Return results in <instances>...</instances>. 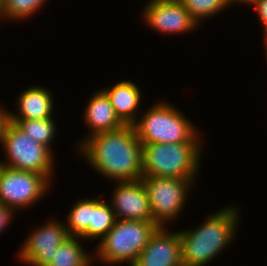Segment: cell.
Masks as SVG:
<instances>
[{
	"instance_id": "24",
	"label": "cell",
	"mask_w": 267,
	"mask_h": 266,
	"mask_svg": "<svg viewBox=\"0 0 267 266\" xmlns=\"http://www.w3.org/2000/svg\"><path fill=\"white\" fill-rule=\"evenodd\" d=\"M2 106V104L0 105V144H2V137H3V131L4 128L7 124V122L9 121V117H8V110L7 108H5Z\"/></svg>"
},
{
	"instance_id": "16",
	"label": "cell",
	"mask_w": 267,
	"mask_h": 266,
	"mask_svg": "<svg viewBox=\"0 0 267 266\" xmlns=\"http://www.w3.org/2000/svg\"><path fill=\"white\" fill-rule=\"evenodd\" d=\"M81 240L84 242L81 237L70 236L57 248L47 266H93V255L86 251Z\"/></svg>"
},
{
	"instance_id": "8",
	"label": "cell",
	"mask_w": 267,
	"mask_h": 266,
	"mask_svg": "<svg viewBox=\"0 0 267 266\" xmlns=\"http://www.w3.org/2000/svg\"><path fill=\"white\" fill-rule=\"evenodd\" d=\"M51 183L42 174L3 165L0 169V203L16 212L33 208L50 191Z\"/></svg>"
},
{
	"instance_id": "19",
	"label": "cell",
	"mask_w": 267,
	"mask_h": 266,
	"mask_svg": "<svg viewBox=\"0 0 267 266\" xmlns=\"http://www.w3.org/2000/svg\"><path fill=\"white\" fill-rule=\"evenodd\" d=\"M116 217L109 202L92 198V217L89 223V242L101 240L114 226Z\"/></svg>"
},
{
	"instance_id": "7",
	"label": "cell",
	"mask_w": 267,
	"mask_h": 266,
	"mask_svg": "<svg viewBox=\"0 0 267 266\" xmlns=\"http://www.w3.org/2000/svg\"><path fill=\"white\" fill-rule=\"evenodd\" d=\"M141 180L148 193L153 222L159 227H169L172 222L174 224L180 214L182 216L195 183L189 179L171 177H142Z\"/></svg>"
},
{
	"instance_id": "12",
	"label": "cell",
	"mask_w": 267,
	"mask_h": 266,
	"mask_svg": "<svg viewBox=\"0 0 267 266\" xmlns=\"http://www.w3.org/2000/svg\"><path fill=\"white\" fill-rule=\"evenodd\" d=\"M159 227L132 266H183L179 231Z\"/></svg>"
},
{
	"instance_id": "1",
	"label": "cell",
	"mask_w": 267,
	"mask_h": 266,
	"mask_svg": "<svg viewBox=\"0 0 267 266\" xmlns=\"http://www.w3.org/2000/svg\"><path fill=\"white\" fill-rule=\"evenodd\" d=\"M77 149L89 167L112 182L143 177L142 144L133 125L92 135Z\"/></svg>"
},
{
	"instance_id": "18",
	"label": "cell",
	"mask_w": 267,
	"mask_h": 266,
	"mask_svg": "<svg viewBox=\"0 0 267 266\" xmlns=\"http://www.w3.org/2000/svg\"><path fill=\"white\" fill-rule=\"evenodd\" d=\"M67 214L65 222L69 236L89 240V223L92 217V198L77 199Z\"/></svg>"
},
{
	"instance_id": "4",
	"label": "cell",
	"mask_w": 267,
	"mask_h": 266,
	"mask_svg": "<svg viewBox=\"0 0 267 266\" xmlns=\"http://www.w3.org/2000/svg\"><path fill=\"white\" fill-rule=\"evenodd\" d=\"M204 142L142 144L143 177L197 180Z\"/></svg>"
},
{
	"instance_id": "15",
	"label": "cell",
	"mask_w": 267,
	"mask_h": 266,
	"mask_svg": "<svg viewBox=\"0 0 267 266\" xmlns=\"http://www.w3.org/2000/svg\"><path fill=\"white\" fill-rule=\"evenodd\" d=\"M107 97L110 99L111 104L119 119L128 125H133L137 117H139L140 103L143 100L140 87L133 81L122 80L117 81L113 86L102 89ZM142 98V99H141ZM138 114V116H137Z\"/></svg>"
},
{
	"instance_id": "17",
	"label": "cell",
	"mask_w": 267,
	"mask_h": 266,
	"mask_svg": "<svg viewBox=\"0 0 267 266\" xmlns=\"http://www.w3.org/2000/svg\"><path fill=\"white\" fill-rule=\"evenodd\" d=\"M54 118L47 119H9L35 142L47 146L52 152V144L58 128Z\"/></svg>"
},
{
	"instance_id": "10",
	"label": "cell",
	"mask_w": 267,
	"mask_h": 266,
	"mask_svg": "<svg viewBox=\"0 0 267 266\" xmlns=\"http://www.w3.org/2000/svg\"><path fill=\"white\" fill-rule=\"evenodd\" d=\"M145 4L141 17L155 32L181 35L200 26L179 0H149Z\"/></svg>"
},
{
	"instance_id": "5",
	"label": "cell",
	"mask_w": 267,
	"mask_h": 266,
	"mask_svg": "<svg viewBox=\"0 0 267 266\" xmlns=\"http://www.w3.org/2000/svg\"><path fill=\"white\" fill-rule=\"evenodd\" d=\"M159 226L153 221L118 220L93 248L94 260L106 266H132Z\"/></svg>"
},
{
	"instance_id": "25",
	"label": "cell",
	"mask_w": 267,
	"mask_h": 266,
	"mask_svg": "<svg viewBox=\"0 0 267 266\" xmlns=\"http://www.w3.org/2000/svg\"><path fill=\"white\" fill-rule=\"evenodd\" d=\"M256 0H227L228 4L230 5V7H232V5L236 4H248V5H252Z\"/></svg>"
},
{
	"instance_id": "2",
	"label": "cell",
	"mask_w": 267,
	"mask_h": 266,
	"mask_svg": "<svg viewBox=\"0 0 267 266\" xmlns=\"http://www.w3.org/2000/svg\"><path fill=\"white\" fill-rule=\"evenodd\" d=\"M238 208L227 205L209 214L198 227L179 231L183 266H209L230 247L241 221Z\"/></svg>"
},
{
	"instance_id": "3",
	"label": "cell",
	"mask_w": 267,
	"mask_h": 266,
	"mask_svg": "<svg viewBox=\"0 0 267 266\" xmlns=\"http://www.w3.org/2000/svg\"><path fill=\"white\" fill-rule=\"evenodd\" d=\"M156 102L133 124L141 144L204 142L199 129L180 108L162 98Z\"/></svg>"
},
{
	"instance_id": "27",
	"label": "cell",
	"mask_w": 267,
	"mask_h": 266,
	"mask_svg": "<svg viewBox=\"0 0 267 266\" xmlns=\"http://www.w3.org/2000/svg\"><path fill=\"white\" fill-rule=\"evenodd\" d=\"M2 3H3V0H0V10H1V7H2Z\"/></svg>"
},
{
	"instance_id": "20",
	"label": "cell",
	"mask_w": 267,
	"mask_h": 266,
	"mask_svg": "<svg viewBox=\"0 0 267 266\" xmlns=\"http://www.w3.org/2000/svg\"><path fill=\"white\" fill-rule=\"evenodd\" d=\"M47 0H3L0 10V22L23 21L34 17L44 7ZM10 20V21H8Z\"/></svg>"
},
{
	"instance_id": "21",
	"label": "cell",
	"mask_w": 267,
	"mask_h": 266,
	"mask_svg": "<svg viewBox=\"0 0 267 266\" xmlns=\"http://www.w3.org/2000/svg\"><path fill=\"white\" fill-rule=\"evenodd\" d=\"M200 25L207 18L219 15L230 8L227 0H179ZM227 8V9H226ZM219 13V14H218Z\"/></svg>"
},
{
	"instance_id": "6",
	"label": "cell",
	"mask_w": 267,
	"mask_h": 266,
	"mask_svg": "<svg viewBox=\"0 0 267 266\" xmlns=\"http://www.w3.org/2000/svg\"><path fill=\"white\" fill-rule=\"evenodd\" d=\"M5 161L2 165L44 175L50 182L54 177L55 156L47 146L35 142L30 136L8 121L2 137Z\"/></svg>"
},
{
	"instance_id": "22",
	"label": "cell",
	"mask_w": 267,
	"mask_h": 266,
	"mask_svg": "<svg viewBox=\"0 0 267 266\" xmlns=\"http://www.w3.org/2000/svg\"><path fill=\"white\" fill-rule=\"evenodd\" d=\"M251 6H254L258 21L262 25L263 36H267V0H256Z\"/></svg>"
},
{
	"instance_id": "23",
	"label": "cell",
	"mask_w": 267,
	"mask_h": 266,
	"mask_svg": "<svg viewBox=\"0 0 267 266\" xmlns=\"http://www.w3.org/2000/svg\"><path fill=\"white\" fill-rule=\"evenodd\" d=\"M16 214L17 212L10 206L0 203V234L13 222V218H15L14 216H16Z\"/></svg>"
},
{
	"instance_id": "14",
	"label": "cell",
	"mask_w": 267,
	"mask_h": 266,
	"mask_svg": "<svg viewBox=\"0 0 267 266\" xmlns=\"http://www.w3.org/2000/svg\"><path fill=\"white\" fill-rule=\"evenodd\" d=\"M48 87L40 85L27 87L18 94L16 112L8 111L9 119H47L54 116V95ZM53 113V114H52ZM53 116V117H52Z\"/></svg>"
},
{
	"instance_id": "26",
	"label": "cell",
	"mask_w": 267,
	"mask_h": 266,
	"mask_svg": "<svg viewBox=\"0 0 267 266\" xmlns=\"http://www.w3.org/2000/svg\"><path fill=\"white\" fill-rule=\"evenodd\" d=\"M262 37H264V48H265V55H266V60H267V36H262Z\"/></svg>"
},
{
	"instance_id": "9",
	"label": "cell",
	"mask_w": 267,
	"mask_h": 266,
	"mask_svg": "<svg viewBox=\"0 0 267 266\" xmlns=\"http://www.w3.org/2000/svg\"><path fill=\"white\" fill-rule=\"evenodd\" d=\"M47 220L34 229L18 249V261L28 266H47L57 248L70 236L65 222Z\"/></svg>"
},
{
	"instance_id": "11",
	"label": "cell",
	"mask_w": 267,
	"mask_h": 266,
	"mask_svg": "<svg viewBox=\"0 0 267 266\" xmlns=\"http://www.w3.org/2000/svg\"><path fill=\"white\" fill-rule=\"evenodd\" d=\"M110 206L118 220L153 221L148 193L142 180L114 182ZM117 184V185H116Z\"/></svg>"
},
{
	"instance_id": "13",
	"label": "cell",
	"mask_w": 267,
	"mask_h": 266,
	"mask_svg": "<svg viewBox=\"0 0 267 266\" xmlns=\"http://www.w3.org/2000/svg\"><path fill=\"white\" fill-rule=\"evenodd\" d=\"M93 94L88 99L89 101L84 108L85 111H83V122L88 127V133L84 139L82 137V141L80 139L76 148L92 135L118 129L125 125L116 115L110 99L102 89L97 90Z\"/></svg>"
}]
</instances>
